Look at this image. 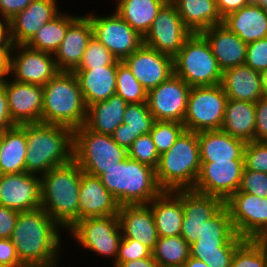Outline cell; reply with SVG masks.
Returning <instances> with one entry per match:
<instances>
[{
    "label": "cell",
    "instance_id": "obj_1",
    "mask_svg": "<svg viewBox=\"0 0 267 267\" xmlns=\"http://www.w3.org/2000/svg\"><path fill=\"white\" fill-rule=\"evenodd\" d=\"M63 230L41 207L19 212L11 241L22 264L59 267ZM60 258V259H59Z\"/></svg>",
    "mask_w": 267,
    "mask_h": 267
},
{
    "label": "cell",
    "instance_id": "obj_2",
    "mask_svg": "<svg viewBox=\"0 0 267 267\" xmlns=\"http://www.w3.org/2000/svg\"><path fill=\"white\" fill-rule=\"evenodd\" d=\"M25 127V172L42 176L74 160V130L59 124L31 123Z\"/></svg>",
    "mask_w": 267,
    "mask_h": 267
},
{
    "label": "cell",
    "instance_id": "obj_3",
    "mask_svg": "<svg viewBox=\"0 0 267 267\" xmlns=\"http://www.w3.org/2000/svg\"><path fill=\"white\" fill-rule=\"evenodd\" d=\"M81 175L80 166L73 160L41 176V207L65 230L78 221Z\"/></svg>",
    "mask_w": 267,
    "mask_h": 267
},
{
    "label": "cell",
    "instance_id": "obj_4",
    "mask_svg": "<svg viewBox=\"0 0 267 267\" xmlns=\"http://www.w3.org/2000/svg\"><path fill=\"white\" fill-rule=\"evenodd\" d=\"M87 106L74 72L59 71L43 86L42 123L73 130L85 124Z\"/></svg>",
    "mask_w": 267,
    "mask_h": 267
},
{
    "label": "cell",
    "instance_id": "obj_5",
    "mask_svg": "<svg viewBox=\"0 0 267 267\" xmlns=\"http://www.w3.org/2000/svg\"><path fill=\"white\" fill-rule=\"evenodd\" d=\"M102 184L122 205H147L163 190L153 167L127 157L100 176Z\"/></svg>",
    "mask_w": 267,
    "mask_h": 267
},
{
    "label": "cell",
    "instance_id": "obj_6",
    "mask_svg": "<svg viewBox=\"0 0 267 267\" xmlns=\"http://www.w3.org/2000/svg\"><path fill=\"white\" fill-rule=\"evenodd\" d=\"M200 168L197 133L185 130L173 146L160 155L156 179L163 191L193 189Z\"/></svg>",
    "mask_w": 267,
    "mask_h": 267
},
{
    "label": "cell",
    "instance_id": "obj_7",
    "mask_svg": "<svg viewBox=\"0 0 267 267\" xmlns=\"http://www.w3.org/2000/svg\"><path fill=\"white\" fill-rule=\"evenodd\" d=\"M245 240L236 234L229 210L224 205L204 223L195 243L189 245L190 257L209 267H230L236 249Z\"/></svg>",
    "mask_w": 267,
    "mask_h": 267
},
{
    "label": "cell",
    "instance_id": "obj_8",
    "mask_svg": "<svg viewBox=\"0 0 267 267\" xmlns=\"http://www.w3.org/2000/svg\"><path fill=\"white\" fill-rule=\"evenodd\" d=\"M174 74L189 86L221 84L220 69L211 46L201 33L191 34L181 50L173 57Z\"/></svg>",
    "mask_w": 267,
    "mask_h": 267
},
{
    "label": "cell",
    "instance_id": "obj_9",
    "mask_svg": "<svg viewBox=\"0 0 267 267\" xmlns=\"http://www.w3.org/2000/svg\"><path fill=\"white\" fill-rule=\"evenodd\" d=\"M128 157L111 135L96 133L85 125L74 129V161L83 172L100 177Z\"/></svg>",
    "mask_w": 267,
    "mask_h": 267
},
{
    "label": "cell",
    "instance_id": "obj_10",
    "mask_svg": "<svg viewBox=\"0 0 267 267\" xmlns=\"http://www.w3.org/2000/svg\"><path fill=\"white\" fill-rule=\"evenodd\" d=\"M227 100L221 84L192 87L183 120L185 130L198 133L221 129Z\"/></svg>",
    "mask_w": 267,
    "mask_h": 267
},
{
    "label": "cell",
    "instance_id": "obj_11",
    "mask_svg": "<svg viewBox=\"0 0 267 267\" xmlns=\"http://www.w3.org/2000/svg\"><path fill=\"white\" fill-rule=\"evenodd\" d=\"M64 232H69L75 244L85 250L116 261L122 239L118 215L81 219Z\"/></svg>",
    "mask_w": 267,
    "mask_h": 267
},
{
    "label": "cell",
    "instance_id": "obj_12",
    "mask_svg": "<svg viewBox=\"0 0 267 267\" xmlns=\"http://www.w3.org/2000/svg\"><path fill=\"white\" fill-rule=\"evenodd\" d=\"M94 13H86L92 24L93 37L118 60L123 61L143 44V37L116 12L106 16Z\"/></svg>",
    "mask_w": 267,
    "mask_h": 267
},
{
    "label": "cell",
    "instance_id": "obj_13",
    "mask_svg": "<svg viewBox=\"0 0 267 267\" xmlns=\"http://www.w3.org/2000/svg\"><path fill=\"white\" fill-rule=\"evenodd\" d=\"M192 33L185 27L173 3H165L143 38V44L174 57Z\"/></svg>",
    "mask_w": 267,
    "mask_h": 267
},
{
    "label": "cell",
    "instance_id": "obj_14",
    "mask_svg": "<svg viewBox=\"0 0 267 267\" xmlns=\"http://www.w3.org/2000/svg\"><path fill=\"white\" fill-rule=\"evenodd\" d=\"M58 72L52 53L13 44L9 75L15 81L44 86Z\"/></svg>",
    "mask_w": 267,
    "mask_h": 267
},
{
    "label": "cell",
    "instance_id": "obj_15",
    "mask_svg": "<svg viewBox=\"0 0 267 267\" xmlns=\"http://www.w3.org/2000/svg\"><path fill=\"white\" fill-rule=\"evenodd\" d=\"M183 79L173 74L148 91L147 105L155 121L183 123L191 90Z\"/></svg>",
    "mask_w": 267,
    "mask_h": 267
},
{
    "label": "cell",
    "instance_id": "obj_16",
    "mask_svg": "<svg viewBox=\"0 0 267 267\" xmlns=\"http://www.w3.org/2000/svg\"><path fill=\"white\" fill-rule=\"evenodd\" d=\"M244 166V160L201 162L193 190L226 202L238 191Z\"/></svg>",
    "mask_w": 267,
    "mask_h": 267
},
{
    "label": "cell",
    "instance_id": "obj_17",
    "mask_svg": "<svg viewBox=\"0 0 267 267\" xmlns=\"http://www.w3.org/2000/svg\"><path fill=\"white\" fill-rule=\"evenodd\" d=\"M225 205L236 234L244 239H253L267 224V198L237 191Z\"/></svg>",
    "mask_w": 267,
    "mask_h": 267
},
{
    "label": "cell",
    "instance_id": "obj_18",
    "mask_svg": "<svg viewBox=\"0 0 267 267\" xmlns=\"http://www.w3.org/2000/svg\"><path fill=\"white\" fill-rule=\"evenodd\" d=\"M0 204L18 212L41 208V177L27 172L0 174Z\"/></svg>",
    "mask_w": 267,
    "mask_h": 267
},
{
    "label": "cell",
    "instance_id": "obj_19",
    "mask_svg": "<svg viewBox=\"0 0 267 267\" xmlns=\"http://www.w3.org/2000/svg\"><path fill=\"white\" fill-rule=\"evenodd\" d=\"M123 62L147 92L174 74L173 57L144 44Z\"/></svg>",
    "mask_w": 267,
    "mask_h": 267
},
{
    "label": "cell",
    "instance_id": "obj_20",
    "mask_svg": "<svg viewBox=\"0 0 267 267\" xmlns=\"http://www.w3.org/2000/svg\"><path fill=\"white\" fill-rule=\"evenodd\" d=\"M5 86L9 113L16 125L42 123L43 86L17 82L9 76Z\"/></svg>",
    "mask_w": 267,
    "mask_h": 267
},
{
    "label": "cell",
    "instance_id": "obj_21",
    "mask_svg": "<svg viewBox=\"0 0 267 267\" xmlns=\"http://www.w3.org/2000/svg\"><path fill=\"white\" fill-rule=\"evenodd\" d=\"M224 205L225 202L219 197L200 193L193 189H183L184 218L180 236L189 245L195 243L204 223Z\"/></svg>",
    "mask_w": 267,
    "mask_h": 267
},
{
    "label": "cell",
    "instance_id": "obj_22",
    "mask_svg": "<svg viewBox=\"0 0 267 267\" xmlns=\"http://www.w3.org/2000/svg\"><path fill=\"white\" fill-rule=\"evenodd\" d=\"M57 0H34L10 19V37L15 45H25L43 25L62 11Z\"/></svg>",
    "mask_w": 267,
    "mask_h": 267
},
{
    "label": "cell",
    "instance_id": "obj_23",
    "mask_svg": "<svg viewBox=\"0 0 267 267\" xmlns=\"http://www.w3.org/2000/svg\"><path fill=\"white\" fill-rule=\"evenodd\" d=\"M78 220L118 215L117 199L102 184L100 177L82 171L79 190Z\"/></svg>",
    "mask_w": 267,
    "mask_h": 267
},
{
    "label": "cell",
    "instance_id": "obj_24",
    "mask_svg": "<svg viewBox=\"0 0 267 267\" xmlns=\"http://www.w3.org/2000/svg\"><path fill=\"white\" fill-rule=\"evenodd\" d=\"M93 36L90 19L80 16L68 27L66 35L53 56L59 71L73 72L80 64Z\"/></svg>",
    "mask_w": 267,
    "mask_h": 267
},
{
    "label": "cell",
    "instance_id": "obj_25",
    "mask_svg": "<svg viewBox=\"0 0 267 267\" xmlns=\"http://www.w3.org/2000/svg\"><path fill=\"white\" fill-rule=\"evenodd\" d=\"M221 86L228 99L256 103L264 97L265 75L244 64L225 70Z\"/></svg>",
    "mask_w": 267,
    "mask_h": 267
},
{
    "label": "cell",
    "instance_id": "obj_26",
    "mask_svg": "<svg viewBox=\"0 0 267 267\" xmlns=\"http://www.w3.org/2000/svg\"><path fill=\"white\" fill-rule=\"evenodd\" d=\"M209 42L220 69L245 64L247 45L224 24L214 25L201 33Z\"/></svg>",
    "mask_w": 267,
    "mask_h": 267
},
{
    "label": "cell",
    "instance_id": "obj_27",
    "mask_svg": "<svg viewBox=\"0 0 267 267\" xmlns=\"http://www.w3.org/2000/svg\"><path fill=\"white\" fill-rule=\"evenodd\" d=\"M118 218L122 238L140 241L151 250L159 238L154 216L148 205H122Z\"/></svg>",
    "mask_w": 267,
    "mask_h": 267
},
{
    "label": "cell",
    "instance_id": "obj_28",
    "mask_svg": "<svg viewBox=\"0 0 267 267\" xmlns=\"http://www.w3.org/2000/svg\"><path fill=\"white\" fill-rule=\"evenodd\" d=\"M153 213L159 237L179 236L184 218L183 189L162 191L147 204Z\"/></svg>",
    "mask_w": 267,
    "mask_h": 267
},
{
    "label": "cell",
    "instance_id": "obj_29",
    "mask_svg": "<svg viewBox=\"0 0 267 267\" xmlns=\"http://www.w3.org/2000/svg\"><path fill=\"white\" fill-rule=\"evenodd\" d=\"M117 60L113 65L93 67V69H75L86 106L105 101L116 93Z\"/></svg>",
    "mask_w": 267,
    "mask_h": 267
},
{
    "label": "cell",
    "instance_id": "obj_30",
    "mask_svg": "<svg viewBox=\"0 0 267 267\" xmlns=\"http://www.w3.org/2000/svg\"><path fill=\"white\" fill-rule=\"evenodd\" d=\"M197 137L201 162L244 160L246 142L240 138L221 129L201 131Z\"/></svg>",
    "mask_w": 267,
    "mask_h": 267
},
{
    "label": "cell",
    "instance_id": "obj_31",
    "mask_svg": "<svg viewBox=\"0 0 267 267\" xmlns=\"http://www.w3.org/2000/svg\"><path fill=\"white\" fill-rule=\"evenodd\" d=\"M222 24L246 44L267 37V13L256 4L228 14Z\"/></svg>",
    "mask_w": 267,
    "mask_h": 267
},
{
    "label": "cell",
    "instance_id": "obj_32",
    "mask_svg": "<svg viewBox=\"0 0 267 267\" xmlns=\"http://www.w3.org/2000/svg\"><path fill=\"white\" fill-rule=\"evenodd\" d=\"M127 102L116 93L105 101L87 107L85 126L100 134L111 135L123 123Z\"/></svg>",
    "mask_w": 267,
    "mask_h": 267
},
{
    "label": "cell",
    "instance_id": "obj_33",
    "mask_svg": "<svg viewBox=\"0 0 267 267\" xmlns=\"http://www.w3.org/2000/svg\"><path fill=\"white\" fill-rule=\"evenodd\" d=\"M185 27L192 33L223 23L215 0H176L173 3Z\"/></svg>",
    "mask_w": 267,
    "mask_h": 267
},
{
    "label": "cell",
    "instance_id": "obj_34",
    "mask_svg": "<svg viewBox=\"0 0 267 267\" xmlns=\"http://www.w3.org/2000/svg\"><path fill=\"white\" fill-rule=\"evenodd\" d=\"M255 120V103L228 99L221 130L245 142L255 141Z\"/></svg>",
    "mask_w": 267,
    "mask_h": 267
},
{
    "label": "cell",
    "instance_id": "obj_35",
    "mask_svg": "<svg viewBox=\"0 0 267 267\" xmlns=\"http://www.w3.org/2000/svg\"><path fill=\"white\" fill-rule=\"evenodd\" d=\"M115 11L140 36L150 30L159 10L166 0H116Z\"/></svg>",
    "mask_w": 267,
    "mask_h": 267
},
{
    "label": "cell",
    "instance_id": "obj_36",
    "mask_svg": "<svg viewBox=\"0 0 267 267\" xmlns=\"http://www.w3.org/2000/svg\"><path fill=\"white\" fill-rule=\"evenodd\" d=\"M27 140L25 127L17 125L2 132L0 174L25 172Z\"/></svg>",
    "mask_w": 267,
    "mask_h": 267
},
{
    "label": "cell",
    "instance_id": "obj_37",
    "mask_svg": "<svg viewBox=\"0 0 267 267\" xmlns=\"http://www.w3.org/2000/svg\"><path fill=\"white\" fill-rule=\"evenodd\" d=\"M73 14L61 12L53 20L43 25L25 44L29 48L54 54L61 45L68 27L78 18Z\"/></svg>",
    "mask_w": 267,
    "mask_h": 267
},
{
    "label": "cell",
    "instance_id": "obj_38",
    "mask_svg": "<svg viewBox=\"0 0 267 267\" xmlns=\"http://www.w3.org/2000/svg\"><path fill=\"white\" fill-rule=\"evenodd\" d=\"M152 257L161 267H182L190 257L189 244L180 235L159 237Z\"/></svg>",
    "mask_w": 267,
    "mask_h": 267
},
{
    "label": "cell",
    "instance_id": "obj_39",
    "mask_svg": "<svg viewBox=\"0 0 267 267\" xmlns=\"http://www.w3.org/2000/svg\"><path fill=\"white\" fill-rule=\"evenodd\" d=\"M116 94L128 104L147 103L146 89L133 76L131 70L121 61L117 66Z\"/></svg>",
    "mask_w": 267,
    "mask_h": 267
},
{
    "label": "cell",
    "instance_id": "obj_40",
    "mask_svg": "<svg viewBox=\"0 0 267 267\" xmlns=\"http://www.w3.org/2000/svg\"><path fill=\"white\" fill-rule=\"evenodd\" d=\"M155 122L147 103L127 104L123 123L135 133V140L144 134H149Z\"/></svg>",
    "mask_w": 267,
    "mask_h": 267
},
{
    "label": "cell",
    "instance_id": "obj_41",
    "mask_svg": "<svg viewBox=\"0 0 267 267\" xmlns=\"http://www.w3.org/2000/svg\"><path fill=\"white\" fill-rule=\"evenodd\" d=\"M184 131L185 127L181 122L155 121L149 134L157 152L161 155L173 146Z\"/></svg>",
    "mask_w": 267,
    "mask_h": 267
},
{
    "label": "cell",
    "instance_id": "obj_42",
    "mask_svg": "<svg viewBox=\"0 0 267 267\" xmlns=\"http://www.w3.org/2000/svg\"><path fill=\"white\" fill-rule=\"evenodd\" d=\"M230 267H267V249L246 239L236 249Z\"/></svg>",
    "mask_w": 267,
    "mask_h": 267
},
{
    "label": "cell",
    "instance_id": "obj_43",
    "mask_svg": "<svg viewBox=\"0 0 267 267\" xmlns=\"http://www.w3.org/2000/svg\"><path fill=\"white\" fill-rule=\"evenodd\" d=\"M118 59L95 37L89 40L82 60L76 69H93L113 65Z\"/></svg>",
    "mask_w": 267,
    "mask_h": 267
},
{
    "label": "cell",
    "instance_id": "obj_44",
    "mask_svg": "<svg viewBox=\"0 0 267 267\" xmlns=\"http://www.w3.org/2000/svg\"><path fill=\"white\" fill-rule=\"evenodd\" d=\"M128 157L154 169L158 167L160 155L150 134L139 136L128 149Z\"/></svg>",
    "mask_w": 267,
    "mask_h": 267
},
{
    "label": "cell",
    "instance_id": "obj_45",
    "mask_svg": "<svg viewBox=\"0 0 267 267\" xmlns=\"http://www.w3.org/2000/svg\"><path fill=\"white\" fill-rule=\"evenodd\" d=\"M244 165L252 171L267 173V141L246 142Z\"/></svg>",
    "mask_w": 267,
    "mask_h": 267
},
{
    "label": "cell",
    "instance_id": "obj_46",
    "mask_svg": "<svg viewBox=\"0 0 267 267\" xmlns=\"http://www.w3.org/2000/svg\"><path fill=\"white\" fill-rule=\"evenodd\" d=\"M152 256V250L140 241L122 238L119 244L118 255L113 267H119L123 262L148 258Z\"/></svg>",
    "mask_w": 267,
    "mask_h": 267
},
{
    "label": "cell",
    "instance_id": "obj_47",
    "mask_svg": "<svg viewBox=\"0 0 267 267\" xmlns=\"http://www.w3.org/2000/svg\"><path fill=\"white\" fill-rule=\"evenodd\" d=\"M238 191L267 198V173L252 171L244 166Z\"/></svg>",
    "mask_w": 267,
    "mask_h": 267
},
{
    "label": "cell",
    "instance_id": "obj_48",
    "mask_svg": "<svg viewBox=\"0 0 267 267\" xmlns=\"http://www.w3.org/2000/svg\"><path fill=\"white\" fill-rule=\"evenodd\" d=\"M245 65L264 75L267 74V37L247 45Z\"/></svg>",
    "mask_w": 267,
    "mask_h": 267
},
{
    "label": "cell",
    "instance_id": "obj_49",
    "mask_svg": "<svg viewBox=\"0 0 267 267\" xmlns=\"http://www.w3.org/2000/svg\"><path fill=\"white\" fill-rule=\"evenodd\" d=\"M255 141H267V98L255 103Z\"/></svg>",
    "mask_w": 267,
    "mask_h": 267
},
{
    "label": "cell",
    "instance_id": "obj_50",
    "mask_svg": "<svg viewBox=\"0 0 267 267\" xmlns=\"http://www.w3.org/2000/svg\"><path fill=\"white\" fill-rule=\"evenodd\" d=\"M18 215V211L9 209L0 204V238H11Z\"/></svg>",
    "mask_w": 267,
    "mask_h": 267
},
{
    "label": "cell",
    "instance_id": "obj_51",
    "mask_svg": "<svg viewBox=\"0 0 267 267\" xmlns=\"http://www.w3.org/2000/svg\"><path fill=\"white\" fill-rule=\"evenodd\" d=\"M0 265L9 267L22 265L11 239L0 238Z\"/></svg>",
    "mask_w": 267,
    "mask_h": 267
},
{
    "label": "cell",
    "instance_id": "obj_52",
    "mask_svg": "<svg viewBox=\"0 0 267 267\" xmlns=\"http://www.w3.org/2000/svg\"><path fill=\"white\" fill-rule=\"evenodd\" d=\"M34 0H0V14L10 20L17 13L23 11Z\"/></svg>",
    "mask_w": 267,
    "mask_h": 267
},
{
    "label": "cell",
    "instance_id": "obj_53",
    "mask_svg": "<svg viewBox=\"0 0 267 267\" xmlns=\"http://www.w3.org/2000/svg\"><path fill=\"white\" fill-rule=\"evenodd\" d=\"M17 126L9 113L6 89L3 84L0 85V133Z\"/></svg>",
    "mask_w": 267,
    "mask_h": 267
},
{
    "label": "cell",
    "instance_id": "obj_54",
    "mask_svg": "<svg viewBox=\"0 0 267 267\" xmlns=\"http://www.w3.org/2000/svg\"><path fill=\"white\" fill-rule=\"evenodd\" d=\"M112 139L122 148L128 149L135 141V133L129 128L125 127V124H120L115 131L111 134Z\"/></svg>",
    "mask_w": 267,
    "mask_h": 267
},
{
    "label": "cell",
    "instance_id": "obj_55",
    "mask_svg": "<svg viewBox=\"0 0 267 267\" xmlns=\"http://www.w3.org/2000/svg\"><path fill=\"white\" fill-rule=\"evenodd\" d=\"M218 12L222 19L228 14L238 11L245 7L247 4L246 0H215Z\"/></svg>",
    "mask_w": 267,
    "mask_h": 267
},
{
    "label": "cell",
    "instance_id": "obj_56",
    "mask_svg": "<svg viewBox=\"0 0 267 267\" xmlns=\"http://www.w3.org/2000/svg\"><path fill=\"white\" fill-rule=\"evenodd\" d=\"M13 43L10 37V20H0V49H12Z\"/></svg>",
    "mask_w": 267,
    "mask_h": 267
},
{
    "label": "cell",
    "instance_id": "obj_57",
    "mask_svg": "<svg viewBox=\"0 0 267 267\" xmlns=\"http://www.w3.org/2000/svg\"><path fill=\"white\" fill-rule=\"evenodd\" d=\"M119 267H161L157 261L151 256L148 258H142L123 262Z\"/></svg>",
    "mask_w": 267,
    "mask_h": 267
},
{
    "label": "cell",
    "instance_id": "obj_58",
    "mask_svg": "<svg viewBox=\"0 0 267 267\" xmlns=\"http://www.w3.org/2000/svg\"><path fill=\"white\" fill-rule=\"evenodd\" d=\"M11 50L12 49H0V72H9Z\"/></svg>",
    "mask_w": 267,
    "mask_h": 267
},
{
    "label": "cell",
    "instance_id": "obj_59",
    "mask_svg": "<svg viewBox=\"0 0 267 267\" xmlns=\"http://www.w3.org/2000/svg\"><path fill=\"white\" fill-rule=\"evenodd\" d=\"M252 240L267 249V224Z\"/></svg>",
    "mask_w": 267,
    "mask_h": 267
},
{
    "label": "cell",
    "instance_id": "obj_60",
    "mask_svg": "<svg viewBox=\"0 0 267 267\" xmlns=\"http://www.w3.org/2000/svg\"><path fill=\"white\" fill-rule=\"evenodd\" d=\"M182 267H209L205 262L196 259L194 257H189L183 264Z\"/></svg>",
    "mask_w": 267,
    "mask_h": 267
},
{
    "label": "cell",
    "instance_id": "obj_61",
    "mask_svg": "<svg viewBox=\"0 0 267 267\" xmlns=\"http://www.w3.org/2000/svg\"><path fill=\"white\" fill-rule=\"evenodd\" d=\"M9 76V72H0V85Z\"/></svg>",
    "mask_w": 267,
    "mask_h": 267
},
{
    "label": "cell",
    "instance_id": "obj_62",
    "mask_svg": "<svg viewBox=\"0 0 267 267\" xmlns=\"http://www.w3.org/2000/svg\"><path fill=\"white\" fill-rule=\"evenodd\" d=\"M258 5L267 13V0H261Z\"/></svg>",
    "mask_w": 267,
    "mask_h": 267
},
{
    "label": "cell",
    "instance_id": "obj_63",
    "mask_svg": "<svg viewBox=\"0 0 267 267\" xmlns=\"http://www.w3.org/2000/svg\"><path fill=\"white\" fill-rule=\"evenodd\" d=\"M17 267H46V266L35 265V264H22V265L17 266Z\"/></svg>",
    "mask_w": 267,
    "mask_h": 267
},
{
    "label": "cell",
    "instance_id": "obj_64",
    "mask_svg": "<svg viewBox=\"0 0 267 267\" xmlns=\"http://www.w3.org/2000/svg\"><path fill=\"white\" fill-rule=\"evenodd\" d=\"M264 97L267 98V74L265 75Z\"/></svg>",
    "mask_w": 267,
    "mask_h": 267
},
{
    "label": "cell",
    "instance_id": "obj_65",
    "mask_svg": "<svg viewBox=\"0 0 267 267\" xmlns=\"http://www.w3.org/2000/svg\"><path fill=\"white\" fill-rule=\"evenodd\" d=\"M261 0H246L247 4H256L258 5Z\"/></svg>",
    "mask_w": 267,
    "mask_h": 267
},
{
    "label": "cell",
    "instance_id": "obj_66",
    "mask_svg": "<svg viewBox=\"0 0 267 267\" xmlns=\"http://www.w3.org/2000/svg\"><path fill=\"white\" fill-rule=\"evenodd\" d=\"M1 147H2V133H0V150H1Z\"/></svg>",
    "mask_w": 267,
    "mask_h": 267
},
{
    "label": "cell",
    "instance_id": "obj_67",
    "mask_svg": "<svg viewBox=\"0 0 267 267\" xmlns=\"http://www.w3.org/2000/svg\"><path fill=\"white\" fill-rule=\"evenodd\" d=\"M176 0H166V3H174Z\"/></svg>",
    "mask_w": 267,
    "mask_h": 267
}]
</instances>
